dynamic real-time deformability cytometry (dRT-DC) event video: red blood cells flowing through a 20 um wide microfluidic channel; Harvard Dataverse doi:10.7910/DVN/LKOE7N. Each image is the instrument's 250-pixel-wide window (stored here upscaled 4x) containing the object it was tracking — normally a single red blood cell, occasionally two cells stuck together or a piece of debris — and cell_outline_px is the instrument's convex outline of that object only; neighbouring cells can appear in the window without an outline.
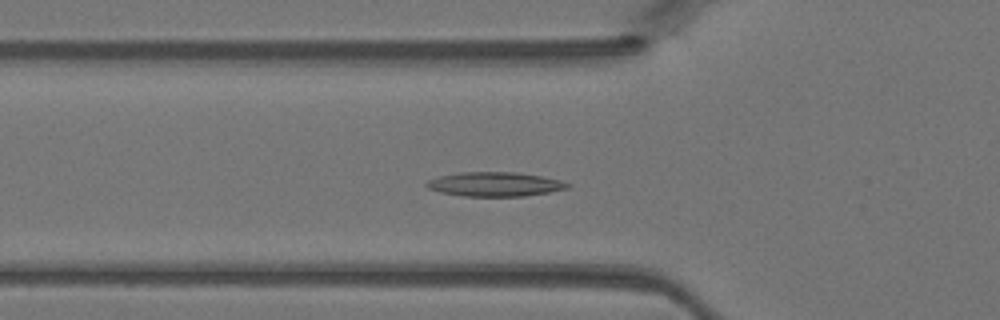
{"species": "Egyptian fruit bat (a non-hibernating species)", "species_latin": "Rousettus aegyptiacus", "temperature_condition": "warm", "stored_images_in_passage": 45, "camera_frame_rate_fps": 3000, "um_per_image_px": 0.085, "animal": {"sex": "female"}, "frame": {"image": 1, "passage_image": 15, "time_ms": 4.667, "image_size_px": [1000, 320], "cell_outline_px": [[572, 184], [568, 188], [548, 192], [524, 196], [464, 196], [440, 192], [428, 188], [424, 184], [428, 180], [440, 176], [460, 172], [516, 172], [544, 176], [560, 180]], "centroid_in_image_um": [42.08, 15.65], "position_along_channel_um": 83.7, "area_um2": 19.94}}
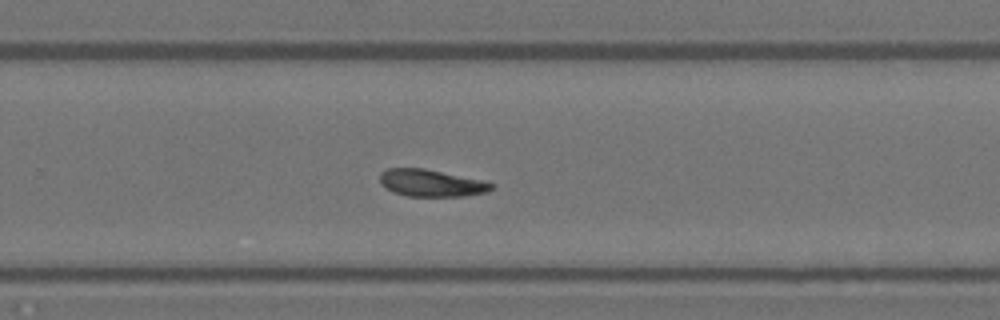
{"frame": {"image": 2, "passage_image": 29, "time_ms": 9.333, "image_size_px": [1000, 320], "cell_outline_px": [[496, 184], [488, 192], [464, 196], [408, 196], [392, 192], [380, 184], [380, 172], [388, 168], [424, 168], [480, 180]], "centroid_in_image_um": [36.62, 15.56], "position_along_channel_um": 293.2, "area_um2": 17.57}}
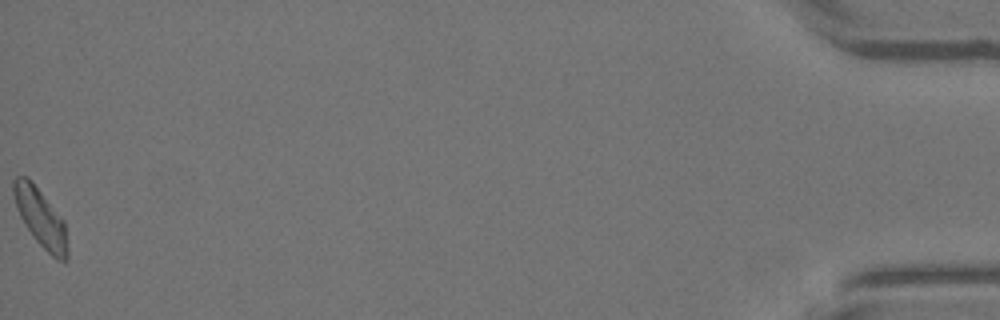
{"frame": {"image": 3, "passage_image": 45, "time_ms": 14.667, "image_size_px": [1000, 320], "cell_outline_px": [[68, 260], [56, 260], [36, 240], [20, 216], [12, 192], [12, 180], [16, 176], [28, 176], [32, 180], [64, 220], [68, 248]], "centroid_in_image_um": [3.46, 18.48], "position_along_channel_um": 431.7, "area_um2": 18.26}}